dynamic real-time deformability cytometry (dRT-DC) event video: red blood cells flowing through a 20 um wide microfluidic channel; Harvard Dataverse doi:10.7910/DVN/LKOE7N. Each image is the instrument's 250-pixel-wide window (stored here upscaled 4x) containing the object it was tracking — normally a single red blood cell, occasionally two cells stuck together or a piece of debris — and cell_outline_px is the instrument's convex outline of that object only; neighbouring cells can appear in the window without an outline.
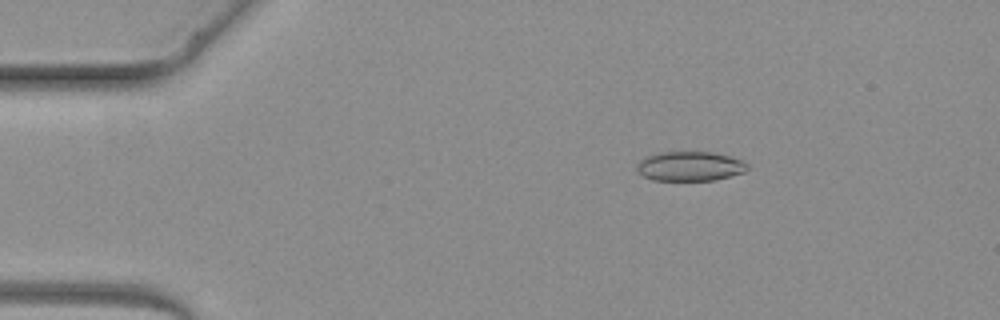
{"species": "common noctule bat (a hibernating species)", "species_latin": "Nyctalus noctula", "temperature_condition": "warm", "stored_images_in_passage": 3, "camera_frame_rate_fps": 3000, "um_per_image_px": 0.085, "animal": {"sex": "female", "body_mass_g": 19.3, "forearm_length_mm": 54.1}, "frame": {"image": 1, "passage_image": 2, "time_ms": 1.333, "image_size_px": [1000, 320], "cell_outline_px": [[748, 168], [744, 172], [716, 180], [652, 180], [644, 176], [636, 168], [636, 164], [644, 156], [660, 152], [712, 152], [728, 156], [740, 160], [748, 164]], "centroid_in_image_um": [58.61, 14.13], "position_along_channel_um": 26.4, "area_um2": 18.96}}